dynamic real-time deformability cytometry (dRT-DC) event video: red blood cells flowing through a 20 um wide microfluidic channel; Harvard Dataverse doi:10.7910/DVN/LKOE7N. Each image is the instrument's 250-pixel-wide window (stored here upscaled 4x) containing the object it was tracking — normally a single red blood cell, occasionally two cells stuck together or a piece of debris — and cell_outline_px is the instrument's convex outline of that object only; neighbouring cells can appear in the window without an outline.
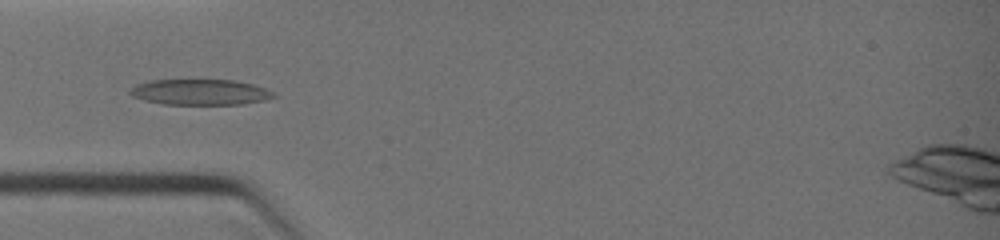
{"species": "common noctule bat (a hibernating species)", "species_latin": "Nyctalus noctula", "temperature_condition": "warm", "stored_images_in_passage": 24, "camera_frame_rate_fps": 3000, "um_per_image_px": 0.085, "animal": {"sex": "female", "body_mass_g": 19.0, "forearm_length_mm": 51.5}, "frame": {"image": 1, "passage_image": 17, "time_ms": 3.667, "image_size_px": [1000, 240], "cell_outline_px": [[276, 96], [264, 100], [240, 104], [164, 104], [144, 100], [132, 96], [128, 92], [136, 84], [152, 80], [236, 80], [252, 84], [276, 92]], "centroid_in_image_um": [17.02, 7.82], "position_along_channel_um": 68.0, "area_um2": 21.39}}
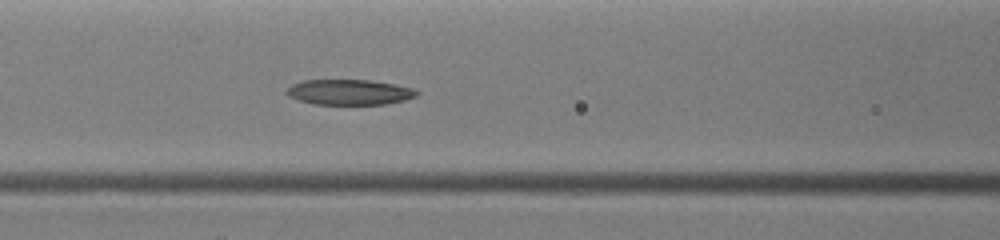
{"frame": {"image": 2, "passage_image": 22, "time_ms": 5.0, "image_size_px": [1000, 240], "cell_outline_px": [[420, 92], [416, 96], [404, 100], [384, 104], [312, 104], [296, 100], [288, 96], [284, 92], [292, 84], [300, 80], [368, 80], [416, 88]], "centroid_in_image_um": [29.66, 7.83], "position_along_channel_um": 136.9, "area_um2": 19.36}}
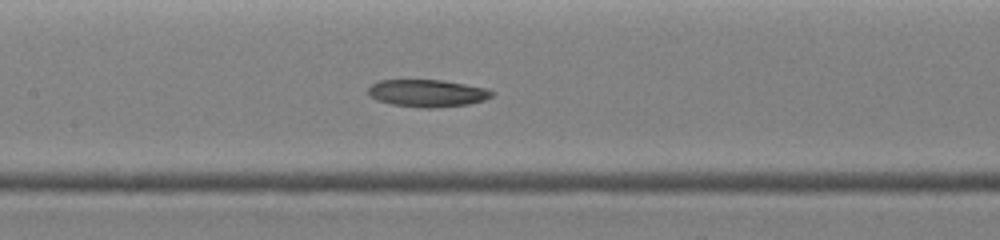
{"frame": {"image": 3, "passage_image": 24, "time_ms": 5.667, "image_size_px": [1000, 240], "cell_outline_px": [[496, 92], [492, 96], [484, 100], [468, 104], [436, 108], [424, 108], [392, 104], [376, 100], [368, 96], [368, 88], [372, 84], [380, 80], [440, 80], [488, 88]], "centroid_in_image_um": [36.33, 7.92], "position_along_channel_um": 171.1, "area_um2": 19.77}}